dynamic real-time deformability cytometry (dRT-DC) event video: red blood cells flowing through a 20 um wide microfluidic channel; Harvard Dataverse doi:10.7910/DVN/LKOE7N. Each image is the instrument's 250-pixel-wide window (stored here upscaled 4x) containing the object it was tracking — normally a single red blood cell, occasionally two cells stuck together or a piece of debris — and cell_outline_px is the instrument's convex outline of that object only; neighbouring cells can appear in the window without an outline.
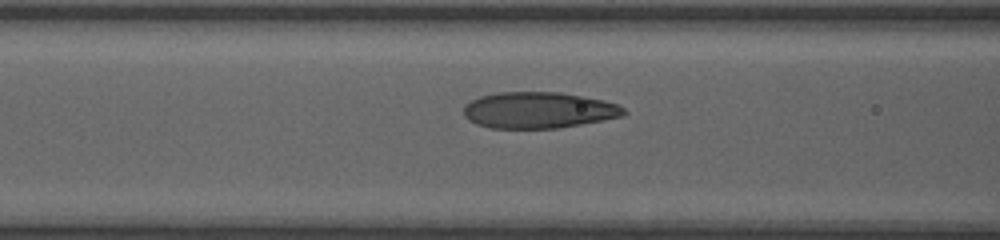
{"species": "human", "species_latin": "Homo sapiens", "temperature_condition": "room temperature", "stored_images_in_passage": 21, "camera_frame_rate_fps": 3000, "um_per_image_px": 0.085, "donor": {"sex": "female"}, "frame": {"image": 1, "passage_image": 19, "time_ms": 6.0, "image_size_px": [1000, 240], "cell_outline_px": [[628, 112], [620, 116], [580, 124], [556, 128], [492, 128], [476, 124], [468, 120], [464, 116], [464, 104], [480, 96], [500, 92], [560, 92], [584, 96], [604, 100], [616, 104], [624, 108]], "centroid_in_image_um": [45.74, 9.35], "position_along_channel_um": 120.9, "area_um2": 33.7}}